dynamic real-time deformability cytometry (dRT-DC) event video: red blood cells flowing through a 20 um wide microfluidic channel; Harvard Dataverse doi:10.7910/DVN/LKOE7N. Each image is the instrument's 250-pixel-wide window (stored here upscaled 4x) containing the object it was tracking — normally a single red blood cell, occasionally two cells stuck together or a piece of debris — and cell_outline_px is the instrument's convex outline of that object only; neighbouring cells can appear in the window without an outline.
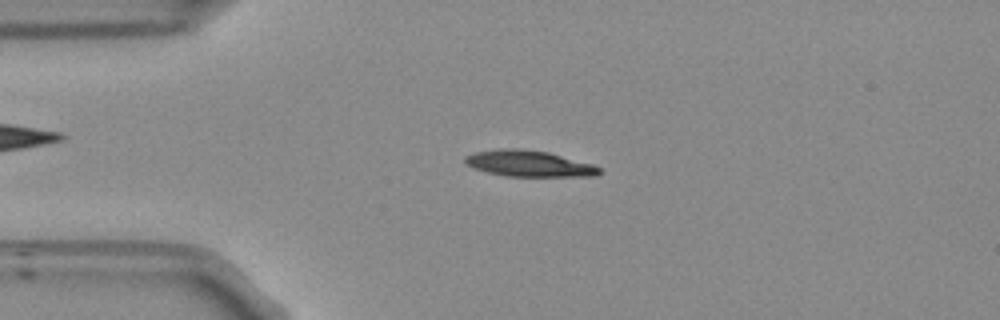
{"species": "Egyptian fruit bat (a non-hibernating species)", "species_latin": "Rousettus aegyptiacus", "temperature_condition": "room temperature", "stored_images_in_passage": 52, "camera_frame_rate_fps": 3000, "um_per_image_px": 0.085, "frame": {"image": 1, "passage_image": 11, "time_ms": 3.333, "image_size_px": [1000, 320], "cell_outline_px": [[600, 172], [596, 176], [504, 176], [472, 168], [464, 164], [464, 156], [476, 152], [496, 148], [520, 148], [548, 152], [592, 164], [600, 168]], "centroid_in_image_um": [44.9, 13.89], "position_along_channel_um": 40.1, "area_um2": 20.52}}
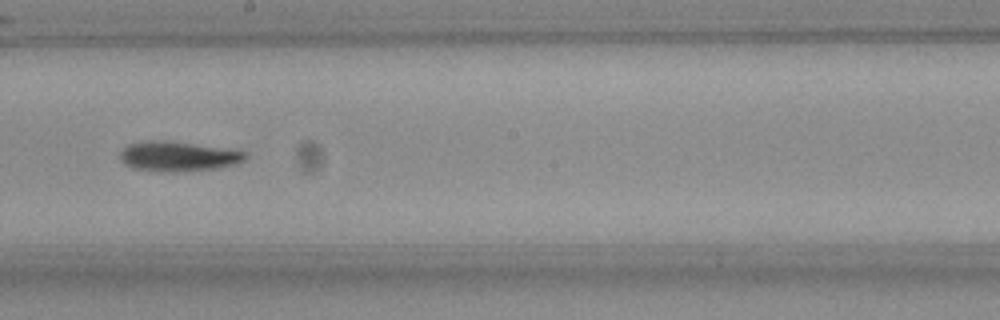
{"frame": {"image": 2, "passage_image": 28, "time_ms": 9.0, "image_size_px": [1000, 320], "cell_outline_px": [[248, 156], [244, 160], [236, 164], [216, 168], [132, 168], [124, 164], [120, 160], [120, 152], [128, 144], [148, 140], [156, 140], [188, 144], [248, 152]], "centroid_in_image_um": [15.12, 13.24], "position_along_channel_um": 233.1, "area_um2": 20.0}}
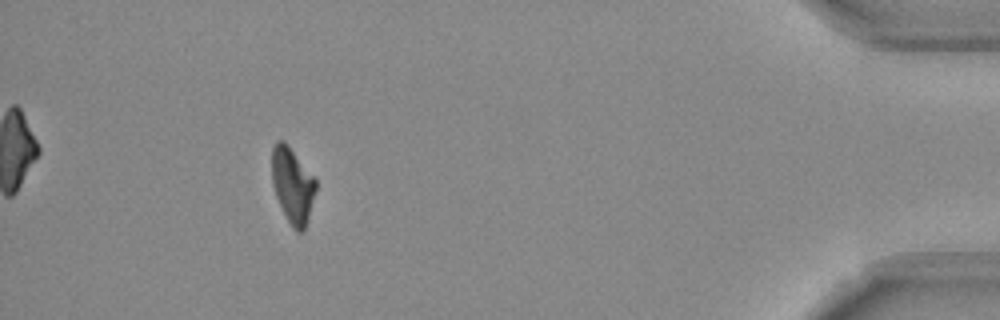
{"frame": {"image": 3, "passage_image": 47, "time_ms": 15.333, "image_size_px": [1000, 320], "cell_outline_px": [[316, 188], [308, 216], [304, 228], [300, 232], [296, 232], [292, 228], [276, 196], [272, 184], [272, 148], [276, 140], [284, 140], [316, 180]], "centroid_in_image_um": [24.84, 15.71], "position_along_channel_um": 410.4, "area_um2": 18.84}, "authors_computed_cell_mechanics": {"area_um2": 20.1433, "velocity_mm_per_s": 3.802, "shape_relaxation_time_tau1_ms": 8.3262, "shape_relaxation_time_tau2_ms": null, "deformation_change_tau1": 0.2202, "deformation_change_tau2": null}}